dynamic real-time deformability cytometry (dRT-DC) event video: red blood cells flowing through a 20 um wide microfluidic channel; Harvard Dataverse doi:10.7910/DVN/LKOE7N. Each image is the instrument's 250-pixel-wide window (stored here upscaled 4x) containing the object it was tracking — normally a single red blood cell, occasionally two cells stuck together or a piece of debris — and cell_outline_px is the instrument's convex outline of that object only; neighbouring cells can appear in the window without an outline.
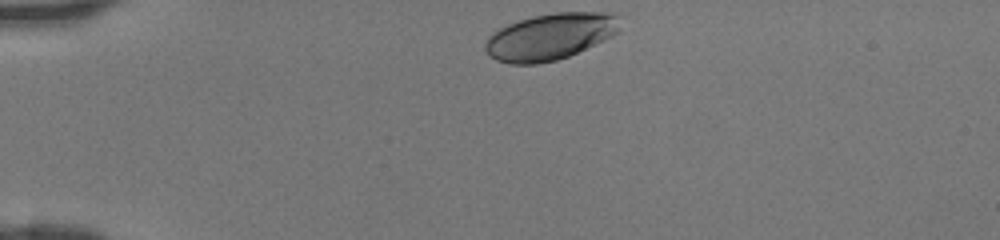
{"species": "human", "species_latin": "Homo sapiens", "temperature_condition": "room temperature", "stored_images_in_passage": 30, "camera_frame_rate_fps": 3000, "um_per_image_px": 0.085, "donor": {"sex": "female"}, "frame": {"image": 1, "passage_image": 1, "time_ms": 0.0, "image_size_px": [1000, 240], "cell_outline_px": [[624, 16], [620, 32], [612, 36], [568, 56], [556, 60], [536, 64], [508, 64], [496, 60], [488, 56], [484, 48], [484, 44], [488, 36], [492, 32], [508, 24], [520, 20], [536, 16], [556, 12], [620, 12]], "centroid_in_image_um": [46.83, 3.09], "position_along_channel_um": 38.2, "area_um2": 37.11}}
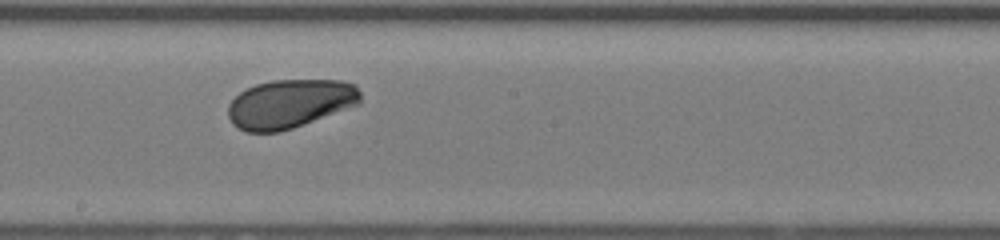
{"frame": {"image": 2, "passage_image": 17, "time_ms": 5.333, "image_size_px": [1000, 240], "cell_outline_px": [[360, 104], [292, 128], [280, 132], [244, 132], [236, 128], [232, 124], [228, 116], [228, 104], [240, 92], [256, 84], [272, 80], [340, 80], [356, 84], [360, 92]], "centroid_in_image_um": [24.63, 8.82], "position_along_channel_um": 223.6, "area_um2": 37.74}}
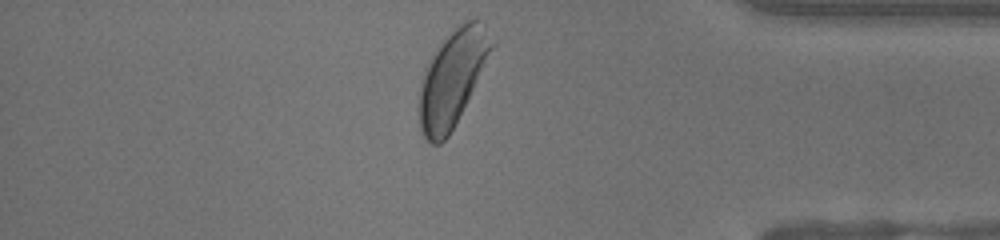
{"frame": {"image": 3, "passage_image": 30, "time_ms": 9.667, "image_size_px": [1000, 240], "cell_outline_px": [[496, 44], [448, 136], [440, 144], [432, 144], [424, 140], [420, 132], [416, 108], [420, 80], [424, 68], [436, 44], [444, 36], [464, 20], [476, 20], [496, 36]], "centroid_in_image_um": [38.39, 6.62], "position_along_channel_um": 396.8, "area_um2": 41.38}}